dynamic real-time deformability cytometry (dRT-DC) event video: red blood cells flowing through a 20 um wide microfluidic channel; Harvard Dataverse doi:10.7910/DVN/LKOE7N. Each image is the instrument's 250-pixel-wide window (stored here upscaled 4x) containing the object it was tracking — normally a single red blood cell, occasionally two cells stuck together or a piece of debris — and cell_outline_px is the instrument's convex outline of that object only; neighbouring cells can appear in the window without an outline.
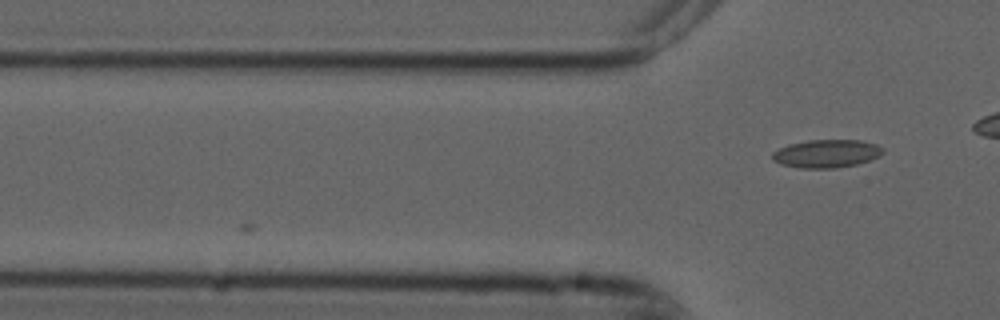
{"species": "common noctule bat (a hibernating species)", "species_latin": "Nyctalus noctula", "temperature_condition": "cold", "stored_images_in_passage": 12, "camera_frame_rate_fps": 3000, "um_per_image_px": 0.085, "animal": {"sex": "male", "forearm_length_mm": 52.5}, "frame": {"image": 1, "passage_image": 12, "time_ms": 3.667, "image_size_px": [1000, 320], "cell_outline_px": [[884, 152], [880, 156], [856, 164], [836, 168], [800, 168], [780, 164], [772, 160], [772, 152], [788, 144], [808, 140], [860, 140], [876, 144], [884, 148]], "centroid_in_image_um": [70.24, 13.05], "position_along_channel_um": 55.6, "area_um2": 18.15}}